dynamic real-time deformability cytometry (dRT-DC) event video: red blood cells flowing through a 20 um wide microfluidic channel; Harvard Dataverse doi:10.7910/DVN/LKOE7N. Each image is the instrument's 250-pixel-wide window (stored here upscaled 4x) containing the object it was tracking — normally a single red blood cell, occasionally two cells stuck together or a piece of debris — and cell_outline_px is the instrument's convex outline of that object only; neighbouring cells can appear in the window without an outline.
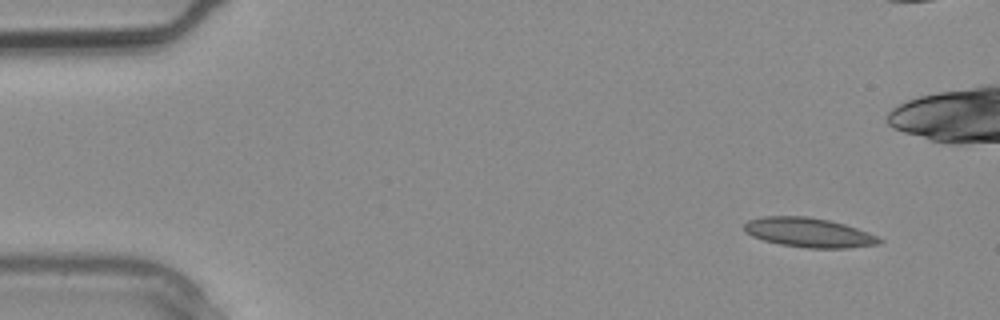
{"species": "common noctule bat (a hibernating species)", "species_latin": "Nyctalus noctula", "temperature_condition": "warm", "stored_images_in_passage": 3, "camera_frame_rate_fps": 3000, "um_per_image_px": 0.085, "animal": {"sex": "male", "body_mass_g": 20.4}, "frame": {"image": 1, "passage_image": 1, "time_ms": 0.0, "image_size_px": [1000, 320], "cell_outline_px": [[884, 240], [880, 244], [848, 248], [808, 248], [780, 244], [764, 240], [752, 236], [744, 228], [744, 224], [748, 220], [764, 216], [808, 216], [828, 220], [844, 224], [868, 232]], "centroid_in_image_um": [68.77, 19.76], "position_along_channel_um": 16.2, "area_um2": 23.06}}